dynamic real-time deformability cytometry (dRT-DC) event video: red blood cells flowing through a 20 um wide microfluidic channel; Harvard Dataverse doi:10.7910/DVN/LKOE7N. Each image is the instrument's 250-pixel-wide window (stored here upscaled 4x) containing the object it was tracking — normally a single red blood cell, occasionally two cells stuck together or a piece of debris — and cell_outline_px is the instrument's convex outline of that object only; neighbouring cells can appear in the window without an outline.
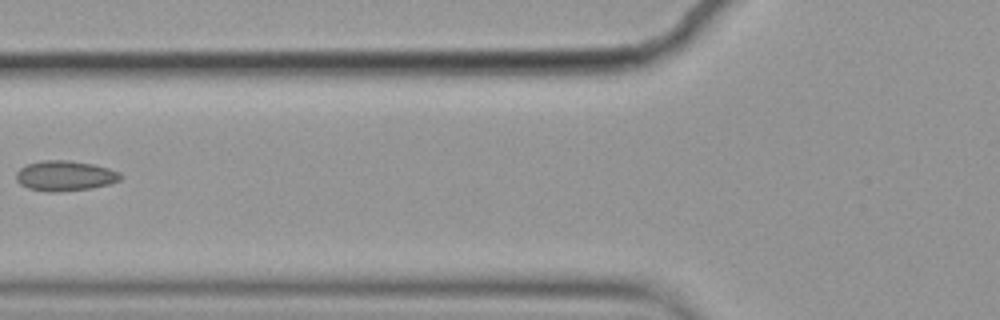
{"species": "common noctule bat (a hibernating species)", "species_latin": "Nyctalus noctula", "temperature_condition": "cold", "stored_images_in_passage": 8, "camera_frame_rate_fps": 3000, "um_per_image_px": 0.085, "animal": {"sex": "female", "body_mass_g": 19.9}, "frame": {"image": 1, "passage_image": 5, "time_ms": 1.333, "image_size_px": [1000, 320], "cell_outline_px": [[124, 176], [120, 180], [108, 184], [92, 188], [56, 192], [48, 192], [28, 188], [20, 184], [16, 180], [16, 172], [20, 168], [28, 164], [44, 160], [68, 160], [92, 164], [108, 168], [120, 172]], "centroid_in_image_um": [5.53, 14.94], "position_along_channel_um": 120.3, "area_um2": 18.38}}
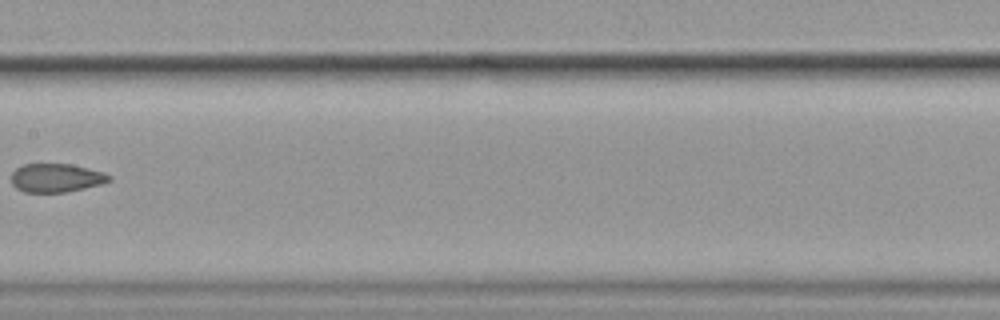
{"frame": {"image": 2, "passage_image": 7, "time_ms": 2.0, "image_size_px": [1000, 320], "cell_outline_px": [[112, 180], [100, 184], [84, 188], [64, 192], [24, 192], [16, 188], [12, 184], [12, 172], [16, 168], [24, 164], [68, 164], [88, 168], [104, 172], [112, 176]], "centroid_in_image_um": [4.78, 15.12], "position_along_channel_um": 202.6, "area_um2": 16.24}}
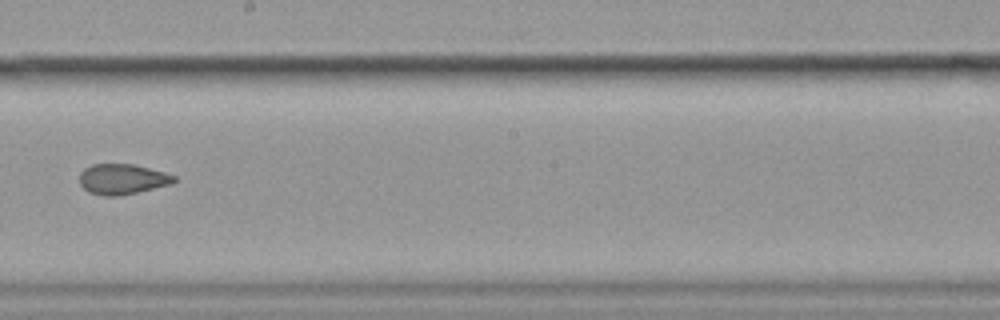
{"frame": {"image": 3, "passage_image": 8, "time_ms": 2.333, "image_size_px": [1000, 320], "cell_outline_px": [[176, 180], [172, 184], [120, 196], [104, 196], [88, 192], [80, 184], [80, 172], [84, 168], [92, 164], [132, 164], [164, 172], [176, 176]], "centroid_in_image_um": [10.39, 15.23], "position_along_channel_um": 237.8, "area_um2": 16.76}}